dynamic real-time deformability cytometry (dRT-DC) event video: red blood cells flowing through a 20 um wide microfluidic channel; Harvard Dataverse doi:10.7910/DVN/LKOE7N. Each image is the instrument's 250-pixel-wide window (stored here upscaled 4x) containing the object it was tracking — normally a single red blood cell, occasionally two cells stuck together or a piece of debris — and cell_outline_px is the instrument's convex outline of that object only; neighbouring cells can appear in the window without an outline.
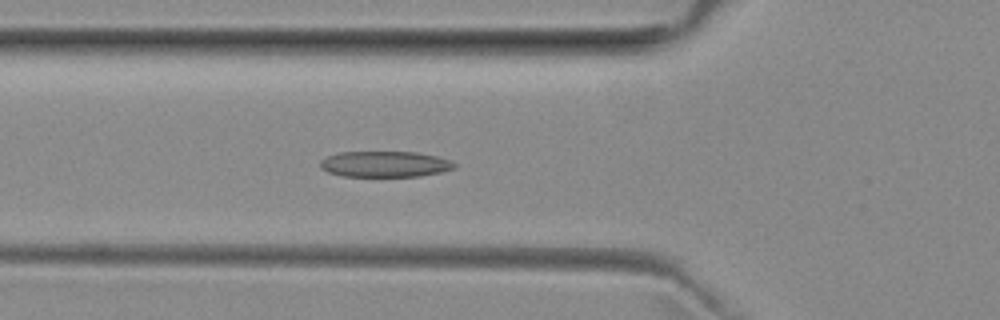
{"species": "common noctule bat (a hibernating species)", "species_latin": "Nyctalus noctula", "temperature_condition": "room temperature", "stored_images_in_passage": 52, "camera_frame_rate_fps": 3000, "um_per_image_px": 0.085, "animal": {"sex": "female", "body_mass_g": 29.2, "forearm_length_mm": 56.3}, "frame": {"image": 1, "passage_image": 18, "time_ms": 5.667, "image_size_px": [1000, 320], "cell_outline_px": [[456, 168], [440, 172], [420, 176], [344, 176], [328, 172], [320, 168], [320, 160], [324, 156], [340, 152], [416, 152], [436, 156], [452, 160], [456, 164]], "centroid_in_image_um": [32.71, 13.94], "position_along_channel_um": 93.1, "area_um2": 20.35}}
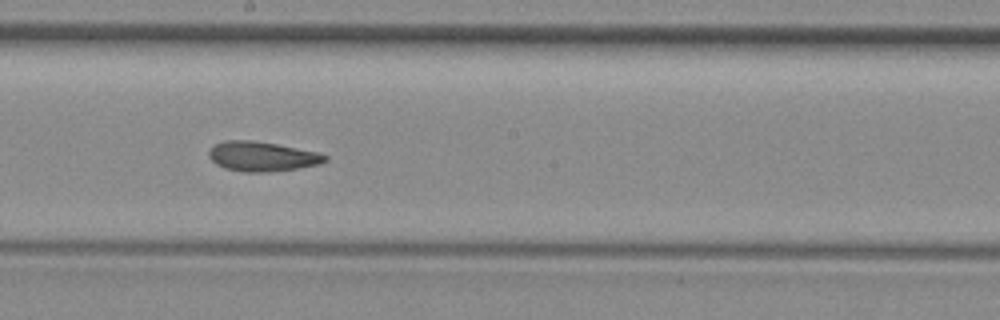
{"frame": {"image": 2, "passage_image": 28, "time_ms": 9.0, "image_size_px": [1000, 320], "cell_outline_px": [[328, 160], [320, 164], [296, 168], [268, 172], [244, 172], [224, 168], [216, 164], [208, 156], [208, 152], [216, 144], [224, 140], [252, 140], [276, 144], [320, 152], [328, 156]], "centroid_in_image_um": [22.29, 13.29], "position_along_channel_um": 225.9, "area_um2": 20.11}}
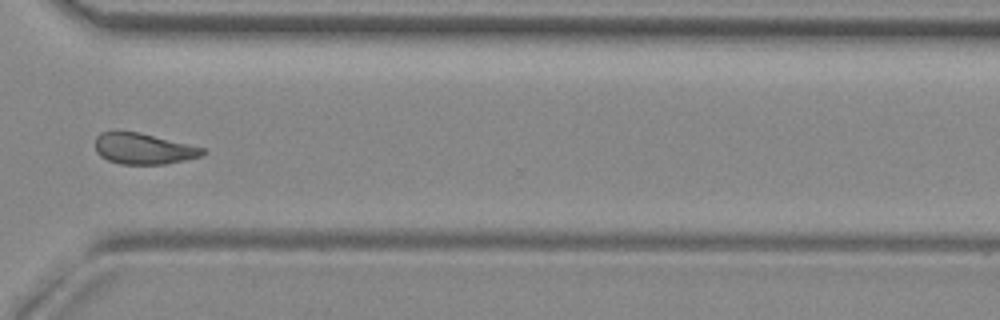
{"frame": {"image": 3, "passage_image": 38, "time_ms": 12.333, "image_size_px": [1000, 320], "cell_outline_px": [[208, 152], [200, 156], [184, 160], [164, 164], [120, 164], [108, 160], [100, 156], [96, 152], [96, 136], [100, 132], [140, 132], [204, 148]], "centroid_in_image_um": [12.19, 12.64], "position_along_channel_um": 358.4, "area_um2": 19.25}}